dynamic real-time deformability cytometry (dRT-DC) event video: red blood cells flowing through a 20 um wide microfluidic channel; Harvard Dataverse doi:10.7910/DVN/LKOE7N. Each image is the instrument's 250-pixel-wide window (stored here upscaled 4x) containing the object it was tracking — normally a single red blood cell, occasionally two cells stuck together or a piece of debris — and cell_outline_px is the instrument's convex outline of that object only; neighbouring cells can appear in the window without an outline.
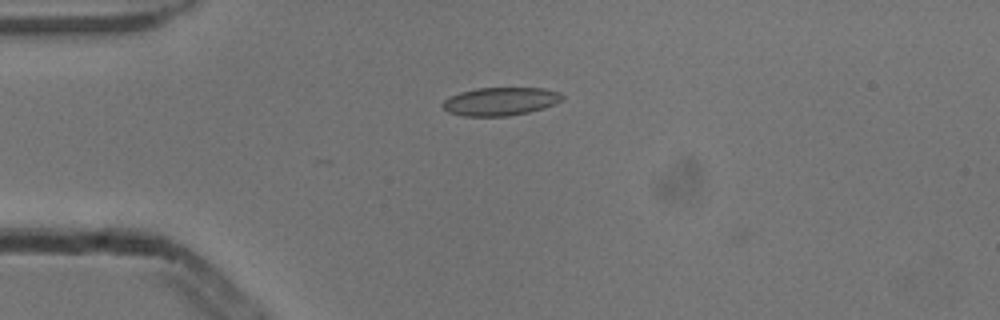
{"species": "common noctule bat (a hibernating species)", "species_latin": "Nyctalus noctula", "temperature_condition": "cold", "stored_images_in_passage": 9, "camera_frame_rate_fps": 3000, "um_per_image_px": 0.085, "animal": {"sex": "male", "body_mass_g": 13.3}, "frame": {"image": 1, "passage_image": 4, "time_ms": 1.0, "image_size_px": [1000, 320], "cell_outline_px": [[564, 96], [560, 100], [544, 108], [528, 112], [508, 116], [464, 116], [448, 112], [444, 108], [444, 100], [460, 92], [476, 88], [544, 88], [560, 92]], "centroid_in_image_um": [42.54, 8.61], "position_along_channel_um": 42.5, "area_um2": 19.42}}
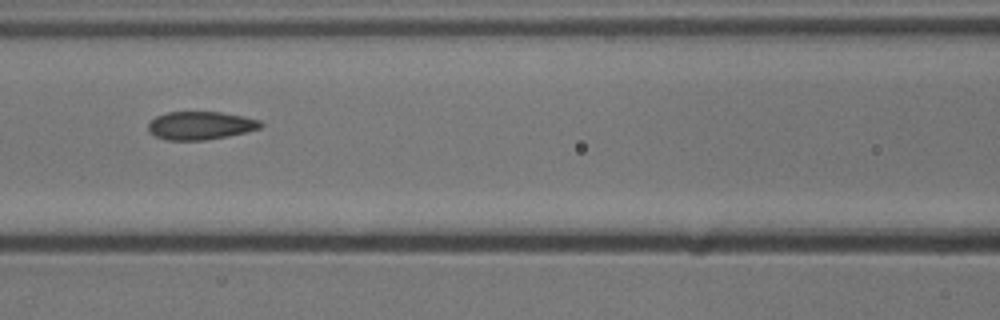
{"frame": {"image": 2, "passage_image": 7, "time_ms": 2.0, "image_size_px": [1000, 320], "cell_outline_px": [[264, 124], [260, 128], [228, 136], [204, 140], [164, 140], [148, 132], [148, 124], [156, 116], [168, 112], [220, 112], [244, 116], [260, 120]], "centroid_in_image_um": [17.03, 10.67], "position_along_channel_um": 149.6, "area_um2": 18.44}}
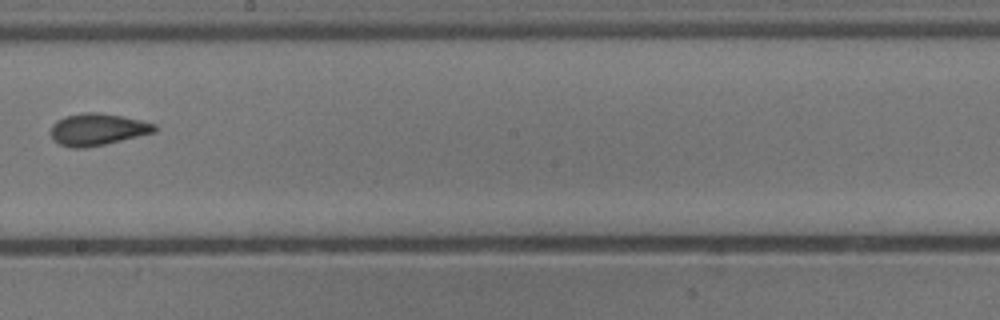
{"frame": {"image": 3, "passage_image": 9, "time_ms": 2.667, "image_size_px": [1000, 320], "cell_outline_px": [[156, 132], [104, 144], [84, 148], [72, 148], [60, 144], [52, 140], [48, 132], [52, 124], [56, 120], [64, 116], [88, 112], [96, 112], [120, 116], [140, 120], [156, 124]], "centroid_in_image_um": [8.22, 11.0], "position_along_channel_um": 240.0, "area_um2": 19.36}}